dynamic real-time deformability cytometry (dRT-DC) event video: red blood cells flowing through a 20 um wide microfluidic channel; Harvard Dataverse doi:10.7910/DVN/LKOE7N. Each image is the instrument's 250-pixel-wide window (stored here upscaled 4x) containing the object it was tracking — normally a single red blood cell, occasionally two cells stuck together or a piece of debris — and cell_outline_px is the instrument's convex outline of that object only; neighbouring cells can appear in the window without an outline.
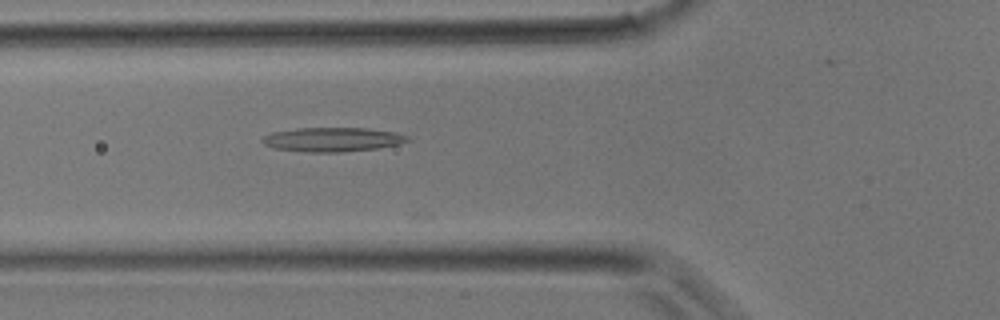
{"species": "common noctule bat (a hibernating species)", "species_latin": "Nyctalus noctula", "temperature_condition": "room temperature", "stored_images_in_passage": 23, "camera_frame_rate_fps": 3000, "um_per_image_px": 0.085, "animal": {"sex": "male", "body_mass_g": 17.9}, "frame": {"image": 1, "passage_image": 4, "time_ms": 1.0, "image_size_px": [1000, 320], "cell_outline_px": [[412, 140], [400, 144], [380, 148], [340, 152], [304, 152], [272, 148], [264, 144], [260, 140], [264, 136], [272, 132], [296, 128], [368, 128], [396, 132], [408, 136]], "centroid_in_image_um": [28.28, 11.86], "position_along_channel_um": 97.5, "area_um2": 20.75}}
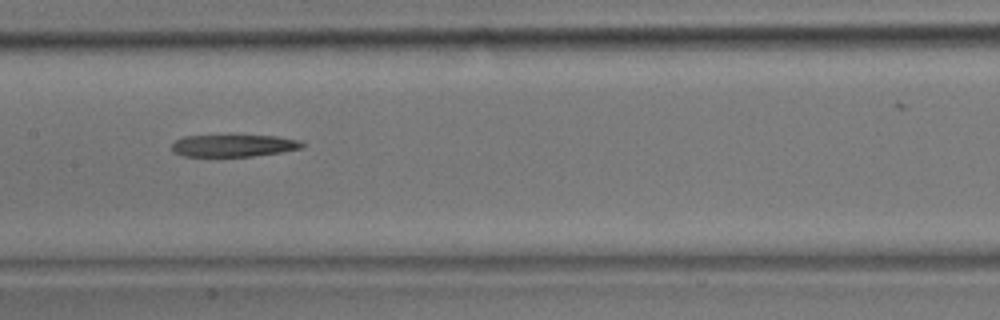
{"frame": {"image": 2, "passage_image": 9, "time_ms": 2.667, "image_size_px": [1000, 320], "cell_outline_px": [[308, 144], [300, 148], [280, 152], [252, 156], [184, 156], [172, 152], [172, 144], [176, 140], [184, 136], [276, 136], [300, 140]], "centroid_in_image_um": [19.87, 12.38], "position_along_channel_um": 187.5, "area_um2": 16.65}}
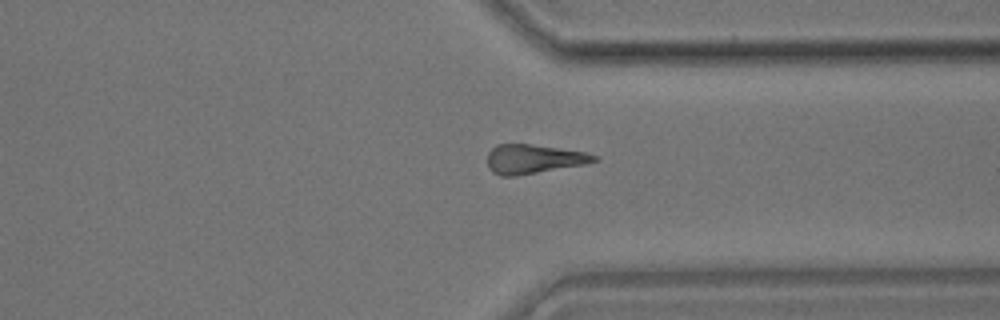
{"frame": {"image": 3, "passage_image": 19, "time_ms": 6.0, "image_size_px": [1000, 320], "cell_outline_px": [[600, 160], [584, 164], [516, 176], [500, 176], [492, 172], [488, 168], [488, 152], [496, 144], [528, 144], [584, 152], [596, 156]], "centroid_in_image_um": [45.3, 13.52], "position_along_channel_um": 366.1, "area_um2": 17.92}}